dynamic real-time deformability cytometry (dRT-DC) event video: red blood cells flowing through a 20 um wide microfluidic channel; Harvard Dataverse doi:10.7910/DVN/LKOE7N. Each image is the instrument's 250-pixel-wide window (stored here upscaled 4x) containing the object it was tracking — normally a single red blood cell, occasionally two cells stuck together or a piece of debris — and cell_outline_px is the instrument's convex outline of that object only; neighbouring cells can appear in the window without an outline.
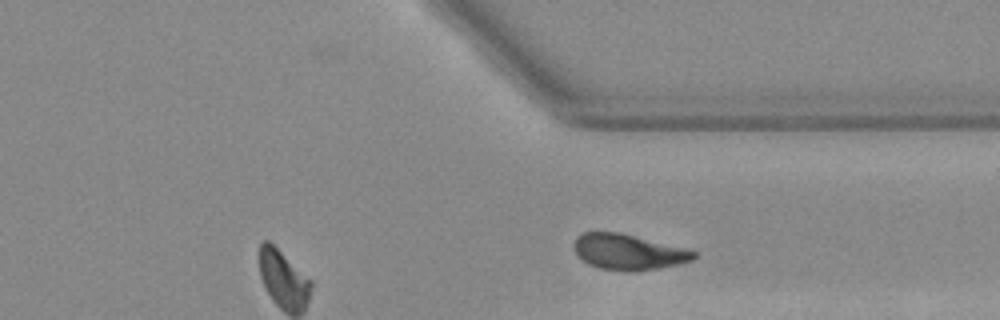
{"species": "Egyptian fruit bat (a non-hibernating species)", "species_latin": "Rousettus aegyptiacus", "temperature_condition": "warm", "stored_images_in_passage": 25, "segment_of_instrument_passage": [2, 2], "camera_frame_rate_fps": 3000, "um_per_image_px": 0.085, "animal": {"sex": "female"}, "frame": {"image": 1, "passage_image": 25, "time_ms": 8.0, "image_size_px": [1000, 320], "cell_outline_px": [[696, 256], [692, 260], [676, 264], [656, 268], [628, 272], [600, 268], [588, 264], [576, 252], [572, 244], [576, 236], [584, 232], [620, 232], [684, 248], [696, 252]], "centroid_in_image_um": [53.36, 21.4], "position_along_channel_um": 358.0, "area_um2": 24.57}}